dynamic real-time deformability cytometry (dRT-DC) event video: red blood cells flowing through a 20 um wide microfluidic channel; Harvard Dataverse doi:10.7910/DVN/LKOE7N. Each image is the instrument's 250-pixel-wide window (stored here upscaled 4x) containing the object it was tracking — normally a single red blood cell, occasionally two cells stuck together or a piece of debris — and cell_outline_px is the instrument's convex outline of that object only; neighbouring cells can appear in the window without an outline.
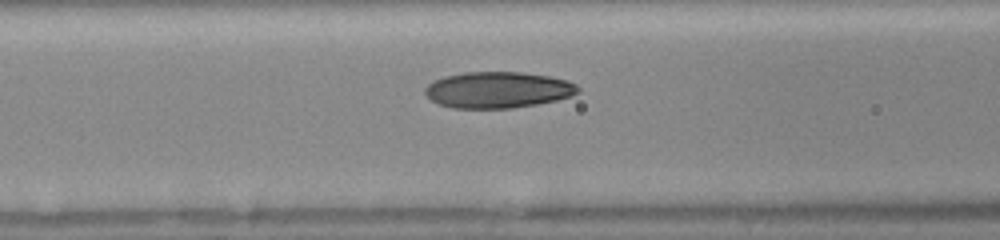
{"species": "human", "species_latin": "Homo sapiens", "temperature_condition": "room temperature", "stored_images_in_passage": 30, "camera_frame_rate_fps": 3000, "um_per_image_px": 0.085, "donor": {"sex": "female"}, "frame": {"image": 1, "passage_image": 9, "time_ms": 2.667, "image_size_px": [1000, 240], "cell_outline_px": [[580, 92], [556, 100], [536, 104], [512, 108], [452, 108], [440, 104], [432, 100], [424, 92], [424, 88], [428, 84], [444, 76], [464, 72], [520, 72], [548, 76], [568, 80], [576, 84], [580, 88]], "centroid_in_image_um": [42.32, 7.63], "position_along_channel_um": 124.3, "area_um2": 32.19}}
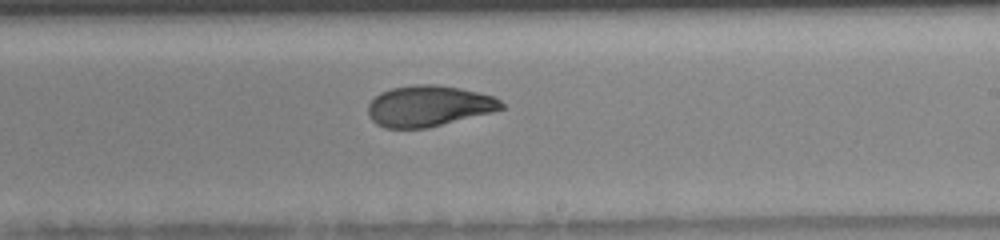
{"frame": {"image": 2, "passage_image": 18, "time_ms": 5.667, "image_size_px": [1000, 240], "cell_outline_px": [[504, 108], [492, 112], [428, 128], [384, 128], [376, 124], [372, 120], [368, 112], [368, 104], [380, 92], [392, 88], [416, 84], [436, 84], [460, 88], [492, 96], [500, 100], [504, 104]], "centroid_in_image_um": [36.42, 9.01], "position_along_channel_um": 252.6, "area_um2": 31.73}}
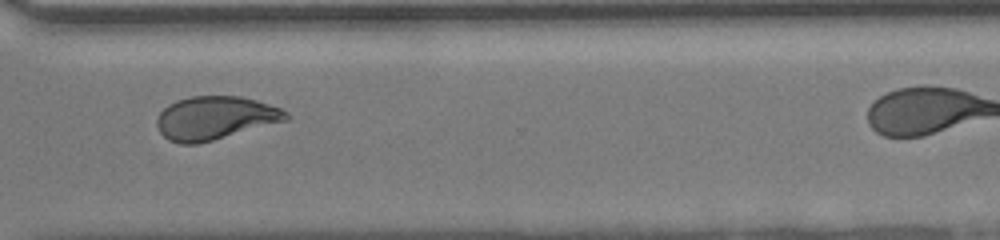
{"frame": {"image": 3, "passage_image": 25, "time_ms": 8.0, "image_size_px": [1000, 240], "cell_outline_px": [[288, 120], [212, 140], [196, 144], [180, 144], [168, 140], [160, 132], [156, 124], [156, 120], [160, 112], [168, 104], [176, 100], [192, 96], [240, 96], [256, 100], [280, 108], [288, 112]], "centroid_in_image_um": [18.26, 10.02], "position_along_channel_um": 352.3, "area_um2": 32.48}}